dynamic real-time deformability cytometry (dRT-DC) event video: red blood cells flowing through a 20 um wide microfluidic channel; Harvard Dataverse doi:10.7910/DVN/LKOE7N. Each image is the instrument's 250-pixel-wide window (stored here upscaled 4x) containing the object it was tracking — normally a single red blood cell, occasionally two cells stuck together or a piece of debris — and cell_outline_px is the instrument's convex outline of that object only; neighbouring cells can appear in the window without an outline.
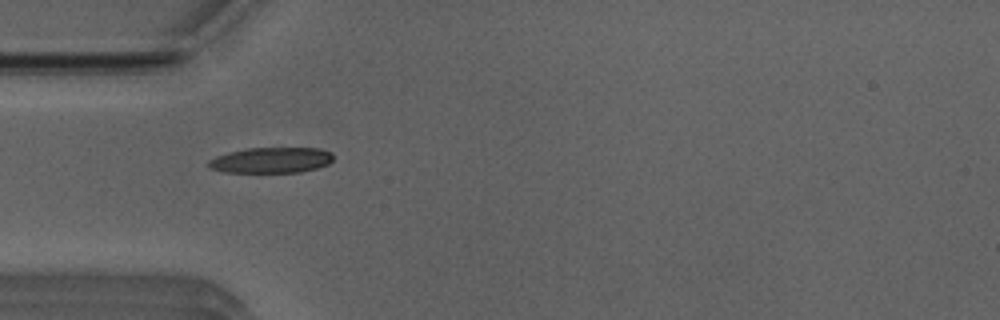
{"species": "Egyptian fruit bat (a non-hibernating species)", "species_latin": "Rousettus aegyptiacus", "temperature_condition": "room temperature", "stored_images_in_passage": 22, "camera_frame_rate_fps": 3000, "um_per_image_px": 0.085, "animal": {"sex": "male"}, "frame": {"image": 1, "passage_image": 1, "time_ms": 0.0, "image_size_px": [1000, 320], "cell_outline_px": [[332, 160], [328, 164], [316, 168], [300, 172], [224, 172], [208, 168], [204, 164], [208, 160], [216, 156], [228, 152], [248, 148], [320, 148], [332, 152]], "centroid_in_image_um": [23.0, 13.61], "position_along_channel_um": 62.0, "area_um2": 18.79}}
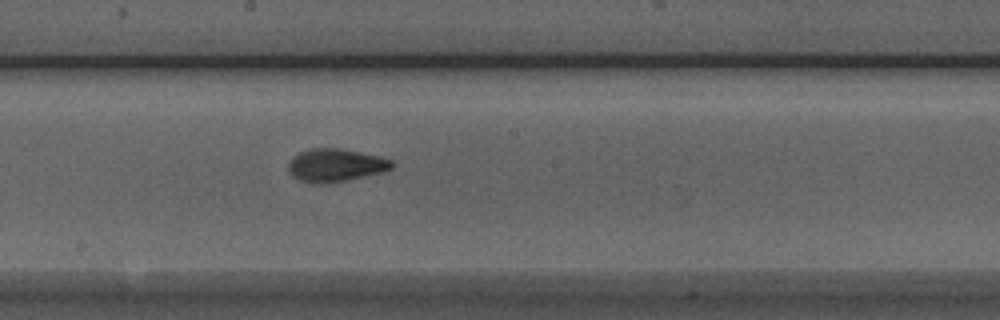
{"frame": {"image": 2, "passage_image": 13, "time_ms": 4.0, "image_size_px": [1000, 320], "cell_outline_px": [[396, 164], [392, 168], [380, 172], [348, 180], [324, 184], [312, 184], [300, 180], [292, 176], [288, 172], [288, 164], [292, 156], [300, 152], [312, 148], [340, 148], [380, 156], [392, 160]], "centroid_in_image_um": [28.5, 14.05], "position_along_channel_um": 219.7, "area_um2": 20.06}}
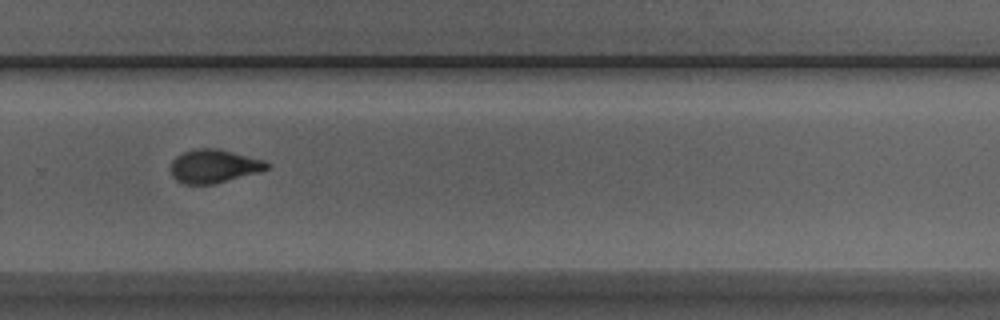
{"frame": {"image": 3, "passage_image": 20, "time_ms": 6.333, "image_size_px": [1000, 320], "cell_outline_px": [[268, 168], [260, 172], [216, 184], [184, 184], [176, 180], [172, 176], [172, 160], [180, 152], [196, 148], [216, 148], [264, 160], [268, 164]], "centroid_in_image_um": [18.16, 14.13], "position_along_channel_um": 311.6, "area_um2": 18.79}}